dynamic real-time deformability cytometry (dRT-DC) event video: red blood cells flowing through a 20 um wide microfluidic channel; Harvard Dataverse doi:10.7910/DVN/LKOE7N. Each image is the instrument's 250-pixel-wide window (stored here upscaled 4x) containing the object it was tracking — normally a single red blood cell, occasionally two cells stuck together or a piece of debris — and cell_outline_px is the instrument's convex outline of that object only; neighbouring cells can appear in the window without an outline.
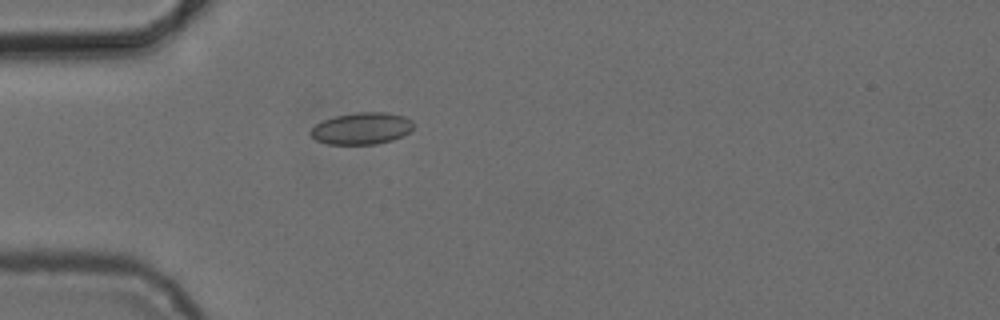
{"species": "common noctule bat (a hibernating species)", "species_latin": "Nyctalus noctula", "temperature_condition": "cold", "stored_images_in_passage": 4, "camera_frame_rate_fps": 3000, "um_per_image_px": 0.085, "animal": {"sex": "female", "body_mass_g": 24.6, "forearm_length_mm": 56.2}, "frame": {"image": 1, "passage_image": 4, "time_ms": 5.0, "image_size_px": [1000, 320], "cell_outline_px": [[416, 124], [408, 132], [392, 140], [376, 144], [328, 144], [316, 140], [308, 132], [316, 124], [324, 120], [336, 116], [356, 112], [388, 112], [404, 116], [412, 120]], "centroid_in_image_um": [30.75, 10.91], "position_along_channel_um": 54.2, "area_um2": 19.07}}